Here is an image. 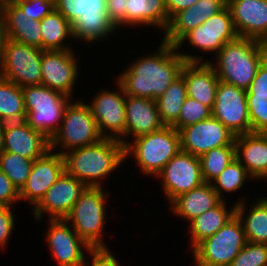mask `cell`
<instances>
[{
  "label": "cell",
  "instance_id": "6da1fadb",
  "mask_svg": "<svg viewBox=\"0 0 267 266\" xmlns=\"http://www.w3.org/2000/svg\"><path fill=\"white\" fill-rule=\"evenodd\" d=\"M175 45L162 41L152 55L135 60L117 82L125 95L156 100L181 75L185 62H202L197 55L177 52Z\"/></svg>",
  "mask_w": 267,
  "mask_h": 266
},
{
  "label": "cell",
  "instance_id": "7a4b0ae2",
  "mask_svg": "<svg viewBox=\"0 0 267 266\" xmlns=\"http://www.w3.org/2000/svg\"><path fill=\"white\" fill-rule=\"evenodd\" d=\"M65 172L87 187H100V180L109 176L125 158V146L120 140L103 138L99 142L61 152Z\"/></svg>",
  "mask_w": 267,
  "mask_h": 266
},
{
  "label": "cell",
  "instance_id": "3957f363",
  "mask_svg": "<svg viewBox=\"0 0 267 266\" xmlns=\"http://www.w3.org/2000/svg\"><path fill=\"white\" fill-rule=\"evenodd\" d=\"M216 55L215 62H203H209L220 81L246 90L267 56V45L258 40L237 37L225 44Z\"/></svg>",
  "mask_w": 267,
  "mask_h": 266
},
{
  "label": "cell",
  "instance_id": "277c9868",
  "mask_svg": "<svg viewBox=\"0 0 267 266\" xmlns=\"http://www.w3.org/2000/svg\"><path fill=\"white\" fill-rule=\"evenodd\" d=\"M124 140L125 158L133 155L141 172L157 176L163 167L181 151L180 133L173 126H163L152 133Z\"/></svg>",
  "mask_w": 267,
  "mask_h": 266
},
{
  "label": "cell",
  "instance_id": "5b68a950",
  "mask_svg": "<svg viewBox=\"0 0 267 266\" xmlns=\"http://www.w3.org/2000/svg\"><path fill=\"white\" fill-rule=\"evenodd\" d=\"M54 6L71 23L77 40H104L118 29L106 12V0H55Z\"/></svg>",
  "mask_w": 267,
  "mask_h": 266
},
{
  "label": "cell",
  "instance_id": "8992f818",
  "mask_svg": "<svg viewBox=\"0 0 267 266\" xmlns=\"http://www.w3.org/2000/svg\"><path fill=\"white\" fill-rule=\"evenodd\" d=\"M26 109L25 121L49 140L58 131L70 97L40 85L22 87Z\"/></svg>",
  "mask_w": 267,
  "mask_h": 266
},
{
  "label": "cell",
  "instance_id": "52a82bcc",
  "mask_svg": "<svg viewBox=\"0 0 267 266\" xmlns=\"http://www.w3.org/2000/svg\"><path fill=\"white\" fill-rule=\"evenodd\" d=\"M110 193L100 187H86L65 218L91 248H106L102 231L105 222V199Z\"/></svg>",
  "mask_w": 267,
  "mask_h": 266
},
{
  "label": "cell",
  "instance_id": "ba28073f",
  "mask_svg": "<svg viewBox=\"0 0 267 266\" xmlns=\"http://www.w3.org/2000/svg\"><path fill=\"white\" fill-rule=\"evenodd\" d=\"M246 243L243 225L235 215L215 234L201 241L191 253L196 266H230Z\"/></svg>",
  "mask_w": 267,
  "mask_h": 266
},
{
  "label": "cell",
  "instance_id": "9c48e42d",
  "mask_svg": "<svg viewBox=\"0 0 267 266\" xmlns=\"http://www.w3.org/2000/svg\"><path fill=\"white\" fill-rule=\"evenodd\" d=\"M103 137L99 133L96 120L88 103L69 102L58 131L50 139V149L61 146L64 152L82 148L99 142Z\"/></svg>",
  "mask_w": 267,
  "mask_h": 266
},
{
  "label": "cell",
  "instance_id": "30bf717a",
  "mask_svg": "<svg viewBox=\"0 0 267 266\" xmlns=\"http://www.w3.org/2000/svg\"><path fill=\"white\" fill-rule=\"evenodd\" d=\"M43 51L31 45L6 39L0 77L20 87L40 85Z\"/></svg>",
  "mask_w": 267,
  "mask_h": 266
},
{
  "label": "cell",
  "instance_id": "8fae6325",
  "mask_svg": "<svg viewBox=\"0 0 267 266\" xmlns=\"http://www.w3.org/2000/svg\"><path fill=\"white\" fill-rule=\"evenodd\" d=\"M116 84L119 90L116 92L114 90H102V92L96 94L88 106L96 120L101 136L120 140L124 145V136H126V95L122 86L118 82Z\"/></svg>",
  "mask_w": 267,
  "mask_h": 266
},
{
  "label": "cell",
  "instance_id": "7c38bea8",
  "mask_svg": "<svg viewBox=\"0 0 267 266\" xmlns=\"http://www.w3.org/2000/svg\"><path fill=\"white\" fill-rule=\"evenodd\" d=\"M212 116L235 136L251 133L246 90L219 80Z\"/></svg>",
  "mask_w": 267,
  "mask_h": 266
},
{
  "label": "cell",
  "instance_id": "4fadbf2b",
  "mask_svg": "<svg viewBox=\"0 0 267 266\" xmlns=\"http://www.w3.org/2000/svg\"><path fill=\"white\" fill-rule=\"evenodd\" d=\"M169 203L204 183L198 156L179 151L157 175Z\"/></svg>",
  "mask_w": 267,
  "mask_h": 266
},
{
  "label": "cell",
  "instance_id": "5bb4252c",
  "mask_svg": "<svg viewBox=\"0 0 267 266\" xmlns=\"http://www.w3.org/2000/svg\"><path fill=\"white\" fill-rule=\"evenodd\" d=\"M181 150L195 156L221 146L235 145V135L214 116L181 128Z\"/></svg>",
  "mask_w": 267,
  "mask_h": 266
},
{
  "label": "cell",
  "instance_id": "9a60e30c",
  "mask_svg": "<svg viewBox=\"0 0 267 266\" xmlns=\"http://www.w3.org/2000/svg\"><path fill=\"white\" fill-rule=\"evenodd\" d=\"M238 37L231 16V12L226 5L220 12L204 21L188 32L176 45L182 46L185 41L195 48L205 52H215V54L228 42Z\"/></svg>",
  "mask_w": 267,
  "mask_h": 266
},
{
  "label": "cell",
  "instance_id": "2e32d148",
  "mask_svg": "<svg viewBox=\"0 0 267 266\" xmlns=\"http://www.w3.org/2000/svg\"><path fill=\"white\" fill-rule=\"evenodd\" d=\"M47 244L58 266H84V251L92 249L65 219H49ZM84 249V250H83Z\"/></svg>",
  "mask_w": 267,
  "mask_h": 266
},
{
  "label": "cell",
  "instance_id": "e0dca14e",
  "mask_svg": "<svg viewBox=\"0 0 267 266\" xmlns=\"http://www.w3.org/2000/svg\"><path fill=\"white\" fill-rule=\"evenodd\" d=\"M78 67L72 49L43 51L41 84L71 98L78 76Z\"/></svg>",
  "mask_w": 267,
  "mask_h": 266
},
{
  "label": "cell",
  "instance_id": "ac0fdd59",
  "mask_svg": "<svg viewBox=\"0 0 267 266\" xmlns=\"http://www.w3.org/2000/svg\"><path fill=\"white\" fill-rule=\"evenodd\" d=\"M86 187L64 171L33 208L34 218L40 220L46 213L50 215L49 219H65Z\"/></svg>",
  "mask_w": 267,
  "mask_h": 266
},
{
  "label": "cell",
  "instance_id": "d6986e66",
  "mask_svg": "<svg viewBox=\"0 0 267 266\" xmlns=\"http://www.w3.org/2000/svg\"><path fill=\"white\" fill-rule=\"evenodd\" d=\"M64 171L62 154L53 153L50 149L34 160L27 182L19 191L20 200H27L34 208Z\"/></svg>",
  "mask_w": 267,
  "mask_h": 266
},
{
  "label": "cell",
  "instance_id": "ffe728a7",
  "mask_svg": "<svg viewBox=\"0 0 267 266\" xmlns=\"http://www.w3.org/2000/svg\"><path fill=\"white\" fill-rule=\"evenodd\" d=\"M238 37L267 44V0H227Z\"/></svg>",
  "mask_w": 267,
  "mask_h": 266
},
{
  "label": "cell",
  "instance_id": "44dd1931",
  "mask_svg": "<svg viewBox=\"0 0 267 266\" xmlns=\"http://www.w3.org/2000/svg\"><path fill=\"white\" fill-rule=\"evenodd\" d=\"M49 150L50 140L42 133L32 129L25 120L5 123L3 151L15 153L34 161Z\"/></svg>",
  "mask_w": 267,
  "mask_h": 266
},
{
  "label": "cell",
  "instance_id": "7402d4cb",
  "mask_svg": "<svg viewBox=\"0 0 267 266\" xmlns=\"http://www.w3.org/2000/svg\"><path fill=\"white\" fill-rule=\"evenodd\" d=\"M227 5V0H198L193 6L176 13L164 32L162 41L177 45L192 29L220 12Z\"/></svg>",
  "mask_w": 267,
  "mask_h": 266
},
{
  "label": "cell",
  "instance_id": "603a6c76",
  "mask_svg": "<svg viewBox=\"0 0 267 266\" xmlns=\"http://www.w3.org/2000/svg\"><path fill=\"white\" fill-rule=\"evenodd\" d=\"M0 20L7 39L42 50L40 21L31 19L13 0L0 3Z\"/></svg>",
  "mask_w": 267,
  "mask_h": 266
},
{
  "label": "cell",
  "instance_id": "cb8c5ba5",
  "mask_svg": "<svg viewBox=\"0 0 267 266\" xmlns=\"http://www.w3.org/2000/svg\"><path fill=\"white\" fill-rule=\"evenodd\" d=\"M181 75L187 96L213 109L219 79L209 62H185Z\"/></svg>",
  "mask_w": 267,
  "mask_h": 266
},
{
  "label": "cell",
  "instance_id": "d4e9b609",
  "mask_svg": "<svg viewBox=\"0 0 267 266\" xmlns=\"http://www.w3.org/2000/svg\"><path fill=\"white\" fill-rule=\"evenodd\" d=\"M126 136L133 139L165 126L159 116L156 100L126 95Z\"/></svg>",
  "mask_w": 267,
  "mask_h": 266
},
{
  "label": "cell",
  "instance_id": "484cf974",
  "mask_svg": "<svg viewBox=\"0 0 267 266\" xmlns=\"http://www.w3.org/2000/svg\"><path fill=\"white\" fill-rule=\"evenodd\" d=\"M235 156L253 179H267V133L237 135Z\"/></svg>",
  "mask_w": 267,
  "mask_h": 266
},
{
  "label": "cell",
  "instance_id": "4316f807",
  "mask_svg": "<svg viewBox=\"0 0 267 266\" xmlns=\"http://www.w3.org/2000/svg\"><path fill=\"white\" fill-rule=\"evenodd\" d=\"M222 201L212 184L204 182L193 190L179 195L170 203L173 214L191 221Z\"/></svg>",
  "mask_w": 267,
  "mask_h": 266
},
{
  "label": "cell",
  "instance_id": "83f0119b",
  "mask_svg": "<svg viewBox=\"0 0 267 266\" xmlns=\"http://www.w3.org/2000/svg\"><path fill=\"white\" fill-rule=\"evenodd\" d=\"M125 10L126 25H150L163 31L168 28L165 0H127Z\"/></svg>",
  "mask_w": 267,
  "mask_h": 266
},
{
  "label": "cell",
  "instance_id": "f1b7e54d",
  "mask_svg": "<svg viewBox=\"0 0 267 266\" xmlns=\"http://www.w3.org/2000/svg\"><path fill=\"white\" fill-rule=\"evenodd\" d=\"M226 200H223L213 209L207 210L205 213L190 221V234L192 250L204 239L215 234L222 228L231 218L236 215V204L232 209H227ZM229 210V211H228Z\"/></svg>",
  "mask_w": 267,
  "mask_h": 266
},
{
  "label": "cell",
  "instance_id": "f546056e",
  "mask_svg": "<svg viewBox=\"0 0 267 266\" xmlns=\"http://www.w3.org/2000/svg\"><path fill=\"white\" fill-rule=\"evenodd\" d=\"M243 199L236 202V215L241 220L247 241L267 244V197L252 204L246 218L247 205Z\"/></svg>",
  "mask_w": 267,
  "mask_h": 266
},
{
  "label": "cell",
  "instance_id": "4dcf8cb0",
  "mask_svg": "<svg viewBox=\"0 0 267 266\" xmlns=\"http://www.w3.org/2000/svg\"><path fill=\"white\" fill-rule=\"evenodd\" d=\"M42 50H68L63 42L73 38L71 23L55 9L41 21Z\"/></svg>",
  "mask_w": 267,
  "mask_h": 266
},
{
  "label": "cell",
  "instance_id": "1f68e13d",
  "mask_svg": "<svg viewBox=\"0 0 267 266\" xmlns=\"http://www.w3.org/2000/svg\"><path fill=\"white\" fill-rule=\"evenodd\" d=\"M26 116L22 87L0 77V121L21 122Z\"/></svg>",
  "mask_w": 267,
  "mask_h": 266
},
{
  "label": "cell",
  "instance_id": "d6a6232c",
  "mask_svg": "<svg viewBox=\"0 0 267 266\" xmlns=\"http://www.w3.org/2000/svg\"><path fill=\"white\" fill-rule=\"evenodd\" d=\"M186 97L185 79L180 75L165 90L163 95L156 99L159 116L165 126H172L178 120Z\"/></svg>",
  "mask_w": 267,
  "mask_h": 266
},
{
  "label": "cell",
  "instance_id": "836d02e7",
  "mask_svg": "<svg viewBox=\"0 0 267 266\" xmlns=\"http://www.w3.org/2000/svg\"><path fill=\"white\" fill-rule=\"evenodd\" d=\"M235 158V145L214 148L199 156L204 182L214 181Z\"/></svg>",
  "mask_w": 267,
  "mask_h": 266
},
{
  "label": "cell",
  "instance_id": "e575fe53",
  "mask_svg": "<svg viewBox=\"0 0 267 266\" xmlns=\"http://www.w3.org/2000/svg\"><path fill=\"white\" fill-rule=\"evenodd\" d=\"M33 162V160L8 151L0 154V170L19 191L27 182Z\"/></svg>",
  "mask_w": 267,
  "mask_h": 266
},
{
  "label": "cell",
  "instance_id": "d590c367",
  "mask_svg": "<svg viewBox=\"0 0 267 266\" xmlns=\"http://www.w3.org/2000/svg\"><path fill=\"white\" fill-rule=\"evenodd\" d=\"M250 176V177H249ZM251 178L248 171L242 166V164L235 158L221 173L211 182L214 190L219 197L224 200L223 192L232 193L242 188L246 179Z\"/></svg>",
  "mask_w": 267,
  "mask_h": 266
},
{
  "label": "cell",
  "instance_id": "8d00e7d4",
  "mask_svg": "<svg viewBox=\"0 0 267 266\" xmlns=\"http://www.w3.org/2000/svg\"><path fill=\"white\" fill-rule=\"evenodd\" d=\"M211 115L212 110L209 107L187 96L178 120L172 126L179 131L181 128L206 120Z\"/></svg>",
  "mask_w": 267,
  "mask_h": 266
},
{
  "label": "cell",
  "instance_id": "74e56055",
  "mask_svg": "<svg viewBox=\"0 0 267 266\" xmlns=\"http://www.w3.org/2000/svg\"><path fill=\"white\" fill-rule=\"evenodd\" d=\"M230 266H267V244L247 241Z\"/></svg>",
  "mask_w": 267,
  "mask_h": 266
},
{
  "label": "cell",
  "instance_id": "f35d334b",
  "mask_svg": "<svg viewBox=\"0 0 267 266\" xmlns=\"http://www.w3.org/2000/svg\"><path fill=\"white\" fill-rule=\"evenodd\" d=\"M251 132L267 133V98H247Z\"/></svg>",
  "mask_w": 267,
  "mask_h": 266
},
{
  "label": "cell",
  "instance_id": "ab89813d",
  "mask_svg": "<svg viewBox=\"0 0 267 266\" xmlns=\"http://www.w3.org/2000/svg\"><path fill=\"white\" fill-rule=\"evenodd\" d=\"M31 19L41 21L54 9L52 0H13Z\"/></svg>",
  "mask_w": 267,
  "mask_h": 266
},
{
  "label": "cell",
  "instance_id": "60d3db41",
  "mask_svg": "<svg viewBox=\"0 0 267 266\" xmlns=\"http://www.w3.org/2000/svg\"><path fill=\"white\" fill-rule=\"evenodd\" d=\"M247 98H267V56L258 67L255 78L246 89Z\"/></svg>",
  "mask_w": 267,
  "mask_h": 266
},
{
  "label": "cell",
  "instance_id": "b9f144b4",
  "mask_svg": "<svg viewBox=\"0 0 267 266\" xmlns=\"http://www.w3.org/2000/svg\"><path fill=\"white\" fill-rule=\"evenodd\" d=\"M17 200L20 201L19 190L12 184L6 174L0 170V205L11 207Z\"/></svg>",
  "mask_w": 267,
  "mask_h": 266
},
{
  "label": "cell",
  "instance_id": "7bdbcfd3",
  "mask_svg": "<svg viewBox=\"0 0 267 266\" xmlns=\"http://www.w3.org/2000/svg\"><path fill=\"white\" fill-rule=\"evenodd\" d=\"M14 229L12 207L0 205V247L4 248Z\"/></svg>",
  "mask_w": 267,
  "mask_h": 266
},
{
  "label": "cell",
  "instance_id": "ee69618b",
  "mask_svg": "<svg viewBox=\"0 0 267 266\" xmlns=\"http://www.w3.org/2000/svg\"><path fill=\"white\" fill-rule=\"evenodd\" d=\"M126 1L127 0H106V12L109 19L119 29V26L126 25Z\"/></svg>",
  "mask_w": 267,
  "mask_h": 266
},
{
  "label": "cell",
  "instance_id": "f6af8a7d",
  "mask_svg": "<svg viewBox=\"0 0 267 266\" xmlns=\"http://www.w3.org/2000/svg\"><path fill=\"white\" fill-rule=\"evenodd\" d=\"M92 257L91 266H119L117 259L113 256L110 250L106 248H92L89 252ZM87 262L84 266H89Z\"/></svg>",
  "mask_w": 267,
  "mask_h": 266
},
{
  "label": "cell",
  "instance_id": "bcb514c9",
  "mask_svg": "<svg viewBox=\"0 0 267 266\" xmlns=\"http://www.w3.org/2000/svg\"><path fill=\"white\" fill-rule=\"evenodd\" d=\"M198 0H165L169 20L179 11L193 6Z\"/></svg>",
  "mask_w": 267,
  "mask_h": 266
},
{
  "label": "cell",
  "instance_id": "7dc6e473",
  "mask_svg": "<svg viewBox=\"0 0 267 266\" xmlns=\"http://www.w3.org/2000/svg\"><path fill=\"white\" fill-rule=\"evenodd\" d=\"M6 39H7L6 31H5L2 21L0 20V68L2 64L3 50H4V44H5Z\"/></svg>",
  "mask_w": 267,
  "mask_h": 266
},
{
  "label": "cell",
  "instance_id": "c3c4849f",
  "mask_svg": "<svg viewBox=\"0 0 267 266\" xmlns=\"http://www.w3.org/2000/svg\"><path fill=\"white\" fill-rule=\"evenodd\" d=\"M4 126L5 123L0 121V154L3 152Z\"/></svg>",
  "mask_w": 267,
  "mask_h": 266
}]
</instances>
